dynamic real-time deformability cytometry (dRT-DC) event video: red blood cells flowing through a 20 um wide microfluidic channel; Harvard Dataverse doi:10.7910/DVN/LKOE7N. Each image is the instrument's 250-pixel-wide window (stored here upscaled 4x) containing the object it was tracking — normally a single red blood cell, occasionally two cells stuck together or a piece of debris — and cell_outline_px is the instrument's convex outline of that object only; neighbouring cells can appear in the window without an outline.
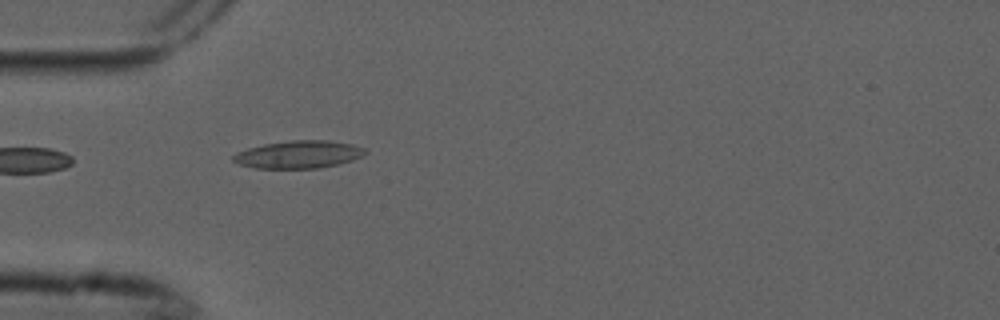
{"species": "common noctule bat (a hibernating species)", "species_latin": "Nyctalus noctula", "temperature_condition": "cold", "stored_images_in_passage": 2, "camera_frame_rate_fps": 3000, "um_per_image_px": 0.085, "animal": {"sex": "male", "forearm_length_mm": 52.5}, "frame": {"image": 1, "passage_image": 1, "time_ms": 0.0, "image_size_px": [1000, 320], "cell_outline_px": [[368, 152], [352, 160], [320, 168], [256, 168], [240, 164], [232, 160], [232, 156], [236, 152], [248, 148], [264, 144], [292, 140], [328, 140], [352, 144], [364, 148]], "centroid_in_image_um": [25.37, 13.12], "position_along_channel_um": 59.6, "area_um2": 21.1}}